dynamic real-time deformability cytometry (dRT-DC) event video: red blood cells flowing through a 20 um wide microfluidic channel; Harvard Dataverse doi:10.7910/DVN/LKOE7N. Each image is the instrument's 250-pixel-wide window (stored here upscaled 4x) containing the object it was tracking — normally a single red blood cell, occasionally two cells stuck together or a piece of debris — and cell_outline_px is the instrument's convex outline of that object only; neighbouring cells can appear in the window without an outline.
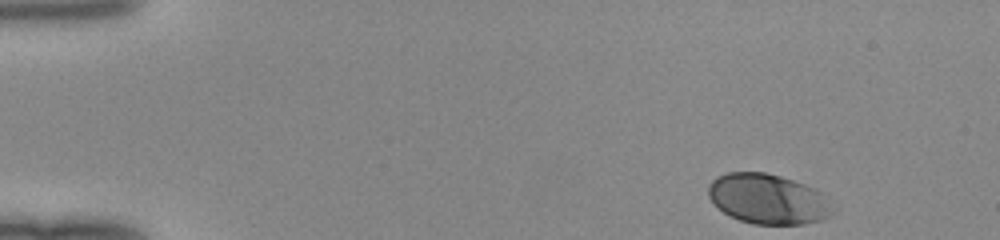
{"species": "human", "species_latin": "Homo sapiens", "temperature_condition": "room temperature", "stored_images_in_passage": 45, "camera_frame_rate_fps": 3000, "um_per_image_px": 0.085, "donor": {"sex": "female"}, "frame": {"image": 1, "passage_image": 1, "time_ms": 0.0, "image_size_px": [1000, 240], "cell_outline_px": [[836, 212], [832, 216], [820, 220], [804, 224], [752, 224], [728, 216], [716, 208], [708, 196], [708, 184], [716, 176], [728, 172], [764, 172], [780, 176], [816, 188], [820, 192]], "centroid_in_image_um": [65.24, 16.92], "position_along_channel_um": 19.8, "area_um2": 36.59}}
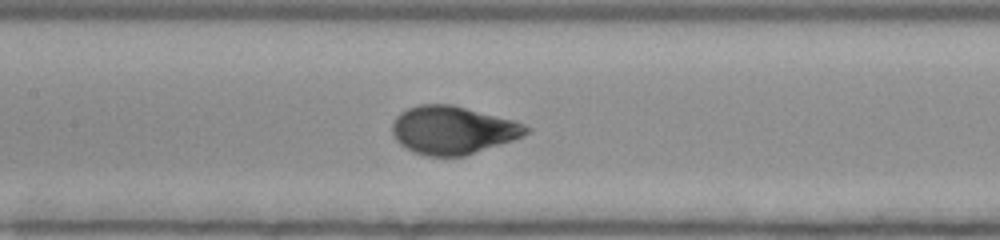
{"frame": {"image": 2, "passage_image": 20, "time_ms": 6.333, "image_size_px": [1000, 240], "cell_outline_px": [[532, 132], [524, 136], [464, 156], [428, 156], [412, 152], [400, 144], [392, 136], [392, 124], [396, 116], [400, 112], [408, 108], [420, 104], [452, 104], [512, 120], [524, 124], [532, 128]], "centroid_in_image_um": [38.47, 11.06], "position_along_channel_um": 168.9, "area_um2": 37.57}}
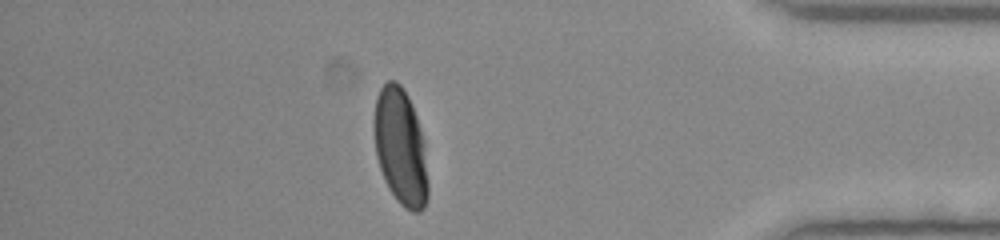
{"frame": {"image": 3, "passage_image": 39, "time_ms": 12.667, "image_size_px": [1000, 240], "cell_outline_px": [[428, 196], [424, 208], [420, 212], [412, 212], [404, 208], [400, 204], [388, 188], [384, 180], [376, 156], [372, 124], [372, 120], [376, 96], [380, 88], [388, 80], [396, 80], [400, 84], [408, 96], [416, 116], [424, 140], [428, 180]], "centroid_in_image_um": [34.03, 12.49], "position_along_channel_um": 401.2, "area_um2": 37.34}}